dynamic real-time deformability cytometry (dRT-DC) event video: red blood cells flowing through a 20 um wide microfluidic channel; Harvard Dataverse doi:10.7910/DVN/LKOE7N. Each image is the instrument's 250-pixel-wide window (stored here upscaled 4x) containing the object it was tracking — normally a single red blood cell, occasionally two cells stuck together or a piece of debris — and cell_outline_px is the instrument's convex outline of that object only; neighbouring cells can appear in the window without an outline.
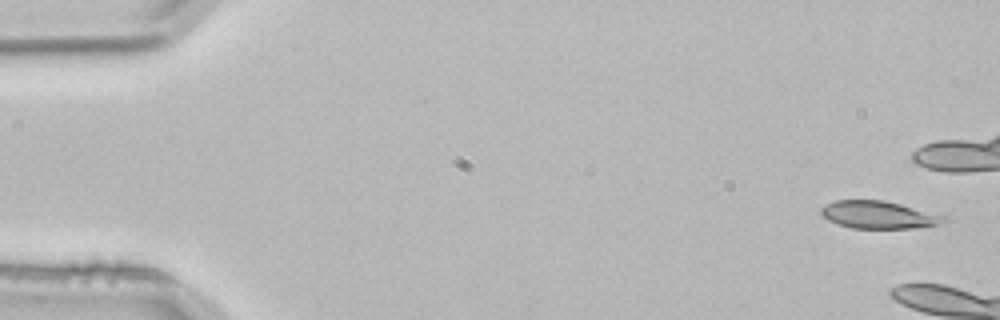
{"species": "common noctule bat (a hibernating species)", "species_latin": "Nyctalus noctula", "temperature_condition": "room temperature", "stored_images_in_passage": 6, "camera_frame_rate_fps": 3000, "um_per_image_px": 0.085, "animal": {"sex": "male", "body_mass_g": 21.5, "forearm_length_mm": 52.0}, "frame": {"image": 1, "passage_image": 1, "time_ms": 0.0, "image_size_px": [1000, 320], "cell_outline_px": [[948, 220], [940, 224], [916, 228], [852, 228], [836, 224], [820, 216], [820, 208], [824, 204], [836, 200], [884, 200], [948, 216]], "centroid_in_image_um": [74.66, 18.26], "position_along_channel_um": 10.3, "area_um2": 20.0}}